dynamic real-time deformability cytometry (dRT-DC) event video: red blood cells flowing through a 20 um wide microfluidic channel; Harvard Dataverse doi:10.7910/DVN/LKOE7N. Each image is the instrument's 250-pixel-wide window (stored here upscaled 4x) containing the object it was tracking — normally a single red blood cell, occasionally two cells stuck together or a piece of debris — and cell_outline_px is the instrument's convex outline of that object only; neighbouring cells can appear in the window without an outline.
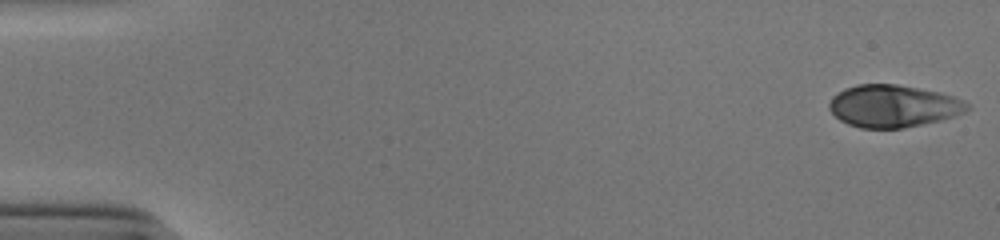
{"species": "human", "species_latin": "Homo sapiens", "temperature_condition": "cold", "stored_images_in_passage": 52, "camera_frame_rate_fps": 3000, "um_per_image_px": 0.085, "donor": {"sex": "male"}, "frame": {"image": 1, "passage_image": 1, "time_ms": 0.0, "image_size_px": [1000, 240], "cell_outline_px": [[972, 108], [956, 116], [940, 120], [904, 128], [860, 128], [848, 124], [840, 120], [828, 108], [828, 104], [832, 96], [836, 92], [844, 88], [856, 84], [896, 84], [940, 92], [964, 100]], "centroid_in_image_um": [75.91, 9.01], "position_along_channel_um": 9.1, "area_um2": 34.22}}
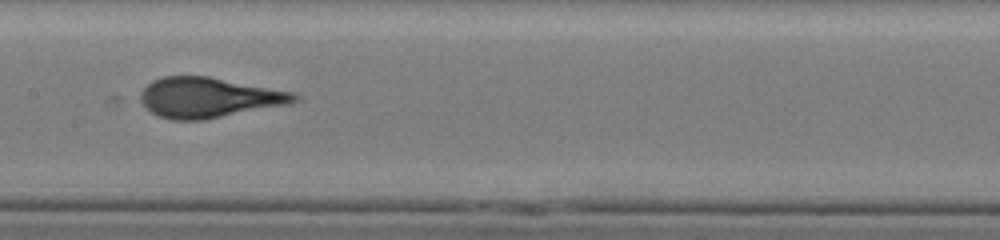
{"frame": {"image": 2, "passage_image": 27, "time_ms": 8.667, "image_size_px": [1000, 240], "cell_outline_px": [[300, 100], [288, 104], [204, 120], [172, 120], [160, 116], [152, 112], [140, 100], [140, 92], [152, 80], [164, 76], [208, 76], [292, 92], [300, 96]], "centroid_in_image_um": [17.74, 8.29], "position_along_channel_um": 189.7, "area_um2": 35.78}}
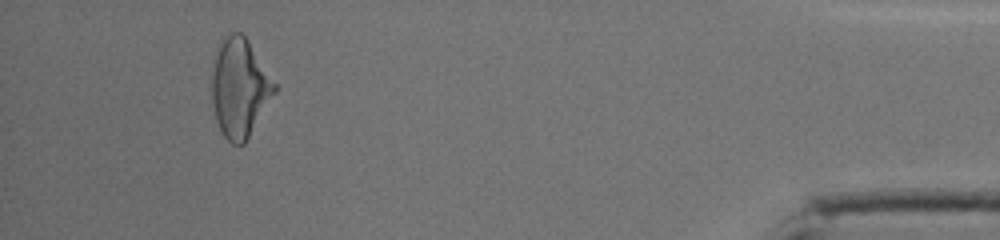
{"frame": {"image": 3, "passage_image": 49, "time_ms": 16.0, "image_size_px": [1000, 240], "cell_outline_px": [[280, 88], [244, 144], [232, 144], [224, 136], [216, 120], [212, 100], [212, 72], [220, 40], [228, 32], [240, 32], [244, 36]], "centroid_in_image_um": [20.4, 7.48], "position_along_channel_um": 414.8, "area_um2": 36.13}, "authors_computed_cell_mechanics": {"area_um2": 35.2291, "velocity_mm_per_s": 3.8997, "shape_relaxation_time_tau1_ms": 3.6201, "shape_relaxation_time_tau2_ms": null, "deformation_change_tau1": 0.1756, "deformation_change_tau2": null}}